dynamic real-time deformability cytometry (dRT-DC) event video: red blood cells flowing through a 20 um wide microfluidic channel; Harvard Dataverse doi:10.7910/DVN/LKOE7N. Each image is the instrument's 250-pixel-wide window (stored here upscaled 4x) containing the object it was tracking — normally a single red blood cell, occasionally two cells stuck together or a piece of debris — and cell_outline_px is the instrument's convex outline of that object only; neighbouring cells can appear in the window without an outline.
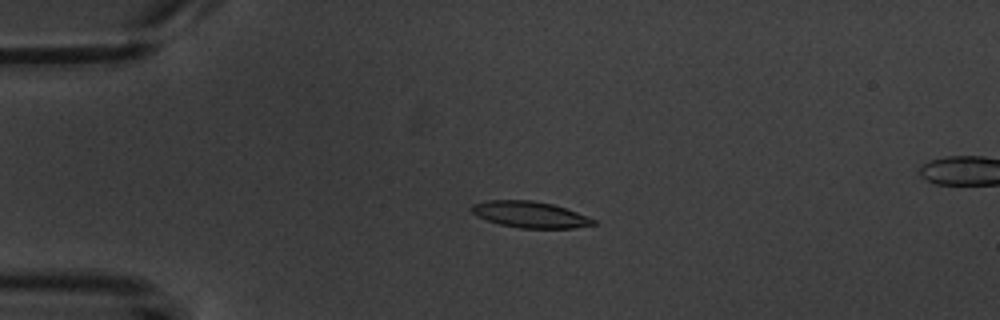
{"species": "common noctule bat (a hibernating species)", "species_latin": "Nyctalus noctula", "temperature_condition": "warm", "stored_images_in_passage": 6, "camera_frame_rate_fps": 3000, "um_per_image_px": 0.085, "animal": {"sex": "male", "body_mass_g": 20.1, "forearm_length_mm": 53.5}, "frame": {"image": 1, "passage_image": 4, "time_ms": 3.667, "image_size_px": [1000, 320], "cell_outline_px": [[596, 224], [576, 228], [520, 228], [500, 224], [488, 220], [472, 212], [468, 208], [472, 204], [488, 200], [532, 200], [552, 204], [576, 212], [596, 220]], "centroid_in_image_um": [45.05, 18.23], "position_along_channel_um": 40.0, "area_um2": 18.5}}